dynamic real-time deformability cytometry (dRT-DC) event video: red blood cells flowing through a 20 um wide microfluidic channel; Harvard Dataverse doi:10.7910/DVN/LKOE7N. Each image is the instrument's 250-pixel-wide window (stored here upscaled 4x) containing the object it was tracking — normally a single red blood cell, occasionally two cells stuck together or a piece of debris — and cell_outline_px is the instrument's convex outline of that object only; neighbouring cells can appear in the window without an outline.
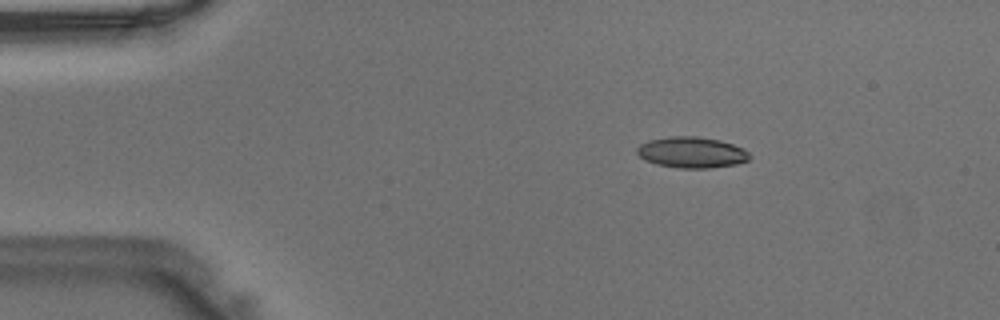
{"species": "Egyptian fruit bat (a non-hibernating species)", "species_latin": "Rousettus aegyptiacus", "temperature_condition": "warm", "stored_images_in_passage": 40, "camera_frame_rate_fps": 3000, "um_per_image_px": 0.085, "animal": {"sex": "male"}, "frame": {"image": 1, "passage_image": 1, "time_ms": 0.0, "image_size_px": [1000, 320], "cell_outline_px": [[748, 160], [736, 164], [708, 168], [680, 168], [656, 164], [640, 156], [636, 152], [636, 148], [640, 144], [648, 140], [672, 136], [696, 136], [720, 140], [744, 148], [748, 152]], "centroid_in_image_um": [58.78, 12.94], "position_along_channel_um": 26.2, "area_um2": 20.17}}
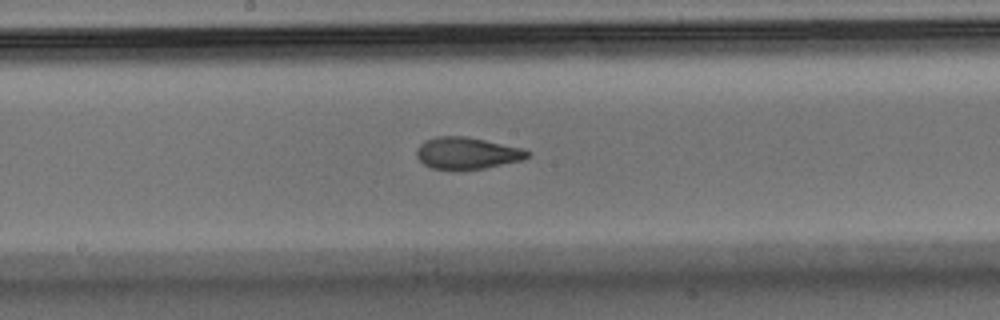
{"frame": {"image": 2, "passage_image": 18, "time_ms": 5.667, "image_size_px": [1000, 320], "cell_outline_px": [[532, 152], [524, 160], [484, 168], [456, 172], [432, 168], [424, 164], [416, 156], [416, 152], [420, 144], [424, 140], [436, 136], [464, 136], [524, 148]], "centroid_in_image_um": [39.69, 13.04], "position_along_channel_um": 208.5, "area_um2": 21.04}}
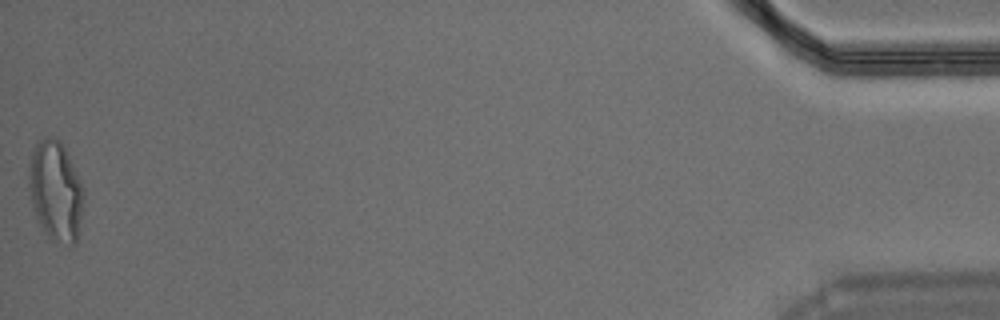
{"frame": {"image": 3, "passage_image": 40, "time_ms": 13.0, "image_size_px": [1000, 320], "cell_outline_px": [[84, 200], [76, 240], [72, 244], [52, 240], [48, 236], [40, 224], [36, 216], [32, 204], [28, 184], [28, 176], [32, 152], [36, 140], [48, 136], [56, 136], [60, 140], [84, 188]], "centroid_in_image_um": [4.71, 16.18], "position_along_channel_um": 430.5, "area_um2": 31.67}}